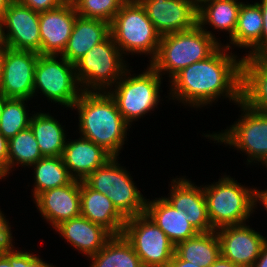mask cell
<instances>
[{
	"label": "cell",
	"mask_w": 267,
	"mask_h": 267,
	"mask_svg": "<svg viewBox=\"0 0 267 267\" xmlns=\"http://www.w3.org/2000/svg\"><path fill=\"white\" fill-rule=\"evenodd\" d=\"M200 25L161 36L158 52L150 65L161 75L166 71L173 78L189 65L205 60L221 45L207 29Z\"/></svg>",
	"instance_id": "obj_3"
},
{
	"label": "cell",
	"mask_w": 267,
	"mask_h": 267,
	"mask_svg": "<svg viewBox=\"0 0 267 267\" xmlns=\"http://www.w3.org/2000/svg\"><path fill=\"white\" fill-rule=\"evenodd\" d=\"M60 57L61 61L56 59L58 55H38L34 70V93L38 88L51 102L72 108L83 90L79 87L75 65Z\"/></svg>",
	"instance_id": "obj_9"
},
{
	"label": "cell",
	"mask_w": 267,
	"mask_h": 267,
	"mask_svg": "<svg viewBox=\"0 0 267 267\" xmlns=\"http://www.w3.org/2000/svg\"><path fill=\"white\" fill-rule=\"evenodd\" d=\"M32 166L35 170L34 199L48 189L68 185L74 180L70 176L62 156L42 157Z\"/></svg>",
	"instance_id": "obj_30"
},
{
	"label": "cell",
	"mask_w": 267,
	"mask_h": 267,
	"mask_svg": "<svg viewBox=\"0 0 267 267\" xmlns=\"http://www.w3.org/2000/svg\"><path fill=\"white\" fill-rule=\"evenodd\" d=\"M39 53L6 51L0 77V92L6 98L27 99L34 96V70Z\"/></svg>",
	"instance_id": "obj_13"
},
{
	"label": "cell",
	"mask_w": 267,
	"mask_h": 267,
	"mask_svg": "<svg viewBox=\"0 0 267 267\" xmlns=\"http://www.w3.org/2000/svg\"><path fill=\"white\" fill-rule=\"evenodd\" d=\"M37 12L49 11L60 7L68 0H17Z\"/></svg>",
	"instance_id": "obj_35"
},
{
	"label": "cell",
	"mask_w": 267,
	"mask_h": 267,
	"mask_svg": "<svg viewBox=\"0 0 267 267\" xmlns=\"http://www.w3.org/2000/svg\"><path fill=\"white\" fill-rule=\"evenodd\" d=\"M39 149L44 157H59L63 155L66 135L59 122L49 113H35L30 120V126Z\"/></svg>",
	"instance_id": "obj_27"
},
{
	"label": "cell",
	"mask_w": 267,
	"mask_h": 267,
	"mask_svg": "<svg viewBox=\"0 0 267 267\" xmlns=\"http://www.w3.org/2000/svg\"><path fill=\"white\" fill-rule=\"evenodd\" d=\"M76 8L68 0L58 8L39 12L41 55H61L77 17Z\"/></svg>",
	"instance_id": "obj_16"
},
{
	"label": "cell",
	"mask_w": 267,
	"mask_h": 267,
	"mask_svg": "<svg viewBox=\"0 0 267 267\" xmlns=\"http://www.w3.org/2000/svg\"><path fill=\"white\" fill-rule=\"evenodd\" d=\"M238 106L245 112L238 122L222 133L205 137L245 151L250 158L249 163L255 160L267 166V114L253 111L242 102Z\"/></svg>",
	"instance_id": "obj_11"
},
{
	"label": "cell",
	"mask_w": 267,
	"mask_h": 267,
	"mask_svg": "<svg viewBox=\"0 0 267 267\" xmlns=\"http://www.w3.org/2000/svg\"><path fill=\"white\" fill-rule=\"evenodd\" d=\"M238 0H209L198 8V25L206 24L219 30L228 31L229 37L234 35L237 27L238 14L242 2Z\"/></svg>",
	"instance_id": "obj_28"
},
{
	"label": "cell",
	"mask_w": 267,
	"mask_h": 267,
	"mask_svg": "<svg viewBox=\"0 0 267 267\" xmlns=\"http://www.w3.org/2000/svg\"><path fill=\"white\" fill-rule=\"evenodd\" d=\"M110 34L122 54H150L152 60L156 57L161 35L138 0L122 4L110 23Z\"/></svg>",
	"instance_id": "obj_4"
},
{
	"label": "cell",
	"mask_w": 267,
	"mask_h": 267,
	"mask_svg": "<svg viewBox=\"0 0 267 267\" xmlns=\"http://www.w3.org/2000/svg\"><path fill=\"white\" fill-rule=\"evenodd\" d=\"M109 35V22L77 15L67 46L60 56L75 64Z\"/></svg>",
	"instance_id": "obj_24"
},
{
	"label": "cell",
	"mask_w": 267,
	"mask_h": 267,
	"mask_svg": "<svg viewBox=\"0 0 267 267\" xmlns=\"http://www.w3.org/2000/svg\"><path fill=\"white\" fill-rule=\"evenodd\" d=\"M7 99H8V98H6V97L0 92V118H1V114H2V111H3L4 105H5V101H6Z\"/></svg>",
	"instance_id": "obj_47"
},
{
	"label": "cell",
	"mask_w": 267,
	"mask_h": 267,
	"mask_svg": "<svg viewBox=\"0 0 267 267\" xmlns=\"http://www.w3.org/2000/svg\"><path fill=\"white\" fill-rule=\"evenodd\" d=\"M8 48L9 46L5 43V41L3 39H0V77L3 68L4 57Z\"/></svg>",
	"instance_id": "obj_43"
},
{
	"label": "cell",
	"mask_w": 267,
	"mask_h": 267,
	"mask_svg": "<svg viewBox=\"0 0 267 267\" xmlns=\"http://www.w3.org/2000/svg\"><path fill=\"white\" fill-rule=\"evenodd\" d=\"M25 101L27 99L15 98L5 101L0 118V133L8 140L30 126L32 116L28 117Z\"/></svg>",
	"instance_id": "obj_32"
},
{
	"label": "cell",
	"mask_w": 267,
	"mask_h": 267,
	"mask_svg": "<svg viewBox=\"0 0 267 267\" xmlns=\"http://www.w3.org/2000/svg\"><path fill=\"white\" fill-rule=\"evenodd\" d=\"M4 256L15 267H54L29 252L14 251L13 247L7 249L4 252Z\"/></svg>",
	"instance_id": "obj_34"
},
{
	"label": "cell",
	"mask_w": 267,
	"mask_h": 267,
	"mask_svg": "<svg viewBox=\"0 0 267 267\" xmlns=\"http://www.w3.org/2000/svg\"><path fill=\"white\" fill-rule=\"evenodd\" d=\"M221 256L242 267H251L267 241L264 236L245 224L216 229Z\"/></svg>",
	"instance_id": "obj_15"
},
{
	"label": "cell",
	"mask_w": 267,
	"mask_h": 267,
	"mask_svg": "<svg viewBox=\"0 0 267 267\" xmlns=\"http://www.w3.org/2000/svg\"><path fill=\"white\" fill-rule=\"evenodd\" d=\"M81 216L103 226L112 235H122L126 218L103 193L80 181Z\"/></svg>",
	"instance_id": "obj_20"
},
{
	"label": "cell",
	"mask_w": 267,
	"mask_h": 267,
	"mask_svg": "<svg viewBox=\"0 0 267 267\" xmlns=\"http://www.w3.org/2000/svg\"><path fill=\"white\" fill-rule=\"evenodd\" d=\"M11 227L8 224L7 219L0 211V242H12Z\"/></svg>",
	"instance_id": "obj_38"
},
{
	"label": "cell",
	"mask_w": 267,
	"mask_h": 267,
	"mask_svg": "<svg viewBox=\"0 0 267 267\" xmlns=\"http://www.w3.org/2000/svg\"><path fill=\"white\" fill-rule=\"evenodd\" d=\"M90 259V267H143L133 246L123 234L113 235Z\"/></svg>",
	"instance_id": "obj_29"
},
{
	"label": "cell",
	"mask_w": 267,
	"mask_h": 267,
	"mask_svg": "<svg viewBox=\"0 0 267 267\" xmlns=\"http://www.w3.org/2000/svg\"><path fill=\"white\" fill-rule=\"evenodd\" d=\"M0 39H2V37H1V23H0Z\"/></svg>",
	"instance_id": "obj_49"
},
{
	"label": "cell",
	"mask_w": 267,
	"mask_h": 267,
	"mask_svg": "<svg viewBox=\"0 0 267 267\" xmlns=\"http://www.w3.org/2000/svg\"><path fill=\"white\" fill-rule=\"evenodd\" d=\"M0 23L1 37L10 49L33 51L41 55L39 12L12 0L0 17ZM5 28L8 29L6 34Z\"/></svg>",
	"instance_id": "obj_12"
},
{
	"label": "cell",
	"mask_w": 267,
	"mask_h": 267,
	"mask_svg": "<svg viewBox=\"0 0 267 267\" xmlns=\"http://www.w3.org/2000/svg\"><path fill=\"white\" fill-rule=\"evenodd\" d=\"M72 108L79 112L82 137L101 146L112 157H117L124 145L129 124L110 94L106 91H82Z\"/></svg>",
	"instance_id": "obj_2"
},
{
	"label": "cell",
	"mask_w": 267,
	"mask_h": 267,
	"mask_svg": "<svg viewBox=\"0 0 267 267\" xmlns=\"http://www.w3.org/2000/svg\"><path fill=\"white\" fill-rule=\"evenodd\" d=\"M224 48L220 46L207 59L189 65L171 79L173 100L200 108L221 95L236 104L241 102L242 59L225 52L230 45Z\"/></svg>",
	"instance_id": "obj_1"
},
{
	"label": "cell",
	"mask_w": 267,
	"mask_h": 267,
	"mask_svg": "<svg viewBox=\"0 0 267 267\" xmlns=\"http://www.w3.org/2000/svg\"><path fill=\"white\" fill-rule=\"evenodd\" d=\"M55 230L88 258L102 249L113 236L103 226L95 224L81 215L60 223Z\"/></svg>",
	"instance_id": "obj_21"
},
{
	"label": "cell",
	"mask_w": 267,
	"mask_h": 267,
	"mask_svg": "<svg viewBox=\"0 0 267 267\" xmlns=\"http://www.w3.org/2000/svg\"><path fill=\"white\" fill-rule=\"evenodd\" d=\"M0 174H8V139L0 133Z\"/></svg>",
	"instance_id": "obj_37"
},
{
	"label": "cell",
	"mask_w": 267,
	"mask_h": 267,
	"mask_svg": "<svg viewBox=\"0 0 267 267\" xmlns=\"http://www.w3.org/2000/svg\"><path fill=\"white\" fill-rule=\"evenodd\" d=\"M13 247L12 242H0V258L4 255V252Z\"/></svg>",
	"instance_id": "obj_44"
},
{
	"label": "cell",
	"mask_w": 267,
	"mask_h": 267,
	"mask_svg": "<svg viewBox=\"0 0 267 267\" xmlns=\"http://www.w3.org/2000/svg\"><path fill=\"white\" fill-rule=\"evenodd\" d=\"M261 202L264 207L266 208L267 211V190L265 191H259L258 189H255V207H256V202Z\"/></svg>",
	"instance_id": "obj_42"
},
{
	"label": "cell",
	"mask_w": 267,
	"mask_h": 267,
	"mask_svg": "<svg viewBox=\"0 0 267 267\" xmlns=\"http://www.w3.org/2000/svg\"><path fill=\"white\" fill-rule=\"evenodd\" d=\"M145 214L175 246L198 234L190 224L188 215L181 209H175L164 197L146 201Z\"/></svg>",
	"instance_id": "obj_22"
},
{
	"label": "cell",
	"mask_w": 267,
	"mask_h": 267,
	"mask_svg": "<svg viewBox=\"0 0 267 267\" xmlns=\"http://www.w3.org/2000/svg\"><path fill=\"white\" fill-rule=\"evenodd\" d=\"M251 267H267V241L262 246L259 257Z\"/></svg>",
	"instance_id": "obj_40"
},
{
	"label": "cell",
	"mask_w": 267,
	"mask_h": 267,
	"mask_svg": "<svg viewBox=\"0 0 267 267\" xmlns=\"http://www.w3.org/2000/svg\"><path fill=\"white\" fill-rule=\"evenodd\" d=\"M263 30V17L258 2L254 4L242 3L237 27L230 43L238 47L250 48L246 57H261V33Z\"/></svg>",
	"instance_id": "obj_25"
},
{
	"label": "cell",
	"mask_w": 267,
	"mask_h": 267,
	"mask_svg": "<svg viewBox=\"0 0 267 267\" xmlns=\"http://www.w3.org/2000/svg\"><path fill=\"white\" fill-rule=\"evenodd\" d=\"M166 267H201L198 264L181 260L176 254L173 255L172 260Z\"/></svg>",
	"instance_id": "obj_39"
},
{
	"label": "cell",
	"mask_w": 267,
	"mask_h": 267,
	"mask_svg": "<svg viewBox=\"0 0 267 267\" xmlns=\"http://www.w3.org/2000/svg\"><path fill=\"white\" fill-rule=\"evenodd\" d=\"M241 102L267 114V57L242 58Z\"/></svg>",
	"instance_id": "obj_23"
},
{
	"label": "cell",
	"mask_w": 267,
	"mask_h": 267,
	"mask_svg": "<svg viewBox=\"0 0 267 267\" xmlns=\"http://www.w3.org/2000/svg\"><path fill=\"white\" fill-rule=\"evenodd\" d=\"M210 267H242L220 256Z\"/></svg>",
	"instance_id": "obj_41"
},
{
	"label": "cell",
	"mask_w": 267,
	"mask_h": 267,
	"mask_svg": "<svg viewBox=\"0 0 267 267\" xmlns=\"http://www.w3.org/2000/svg\"><path fill=\"white\" fill-rule=\"evenodd\" d=\"M188 1L193 3L197 8H199L204 2L209 0H188Z\"/></svg>",
	"instance_id": "obj_48"
},
{
	"label": "cell",
	"mask_w": 267,
	"mask_h": 267,
	"mask_svg": "<svg viewBox=\"0 0 267 267\" xmlns=\"http://www.w3.org/2000/svg\"><path fill=\"white\" fill-rule=\"evenodd\" d=\"M122 58L124 57L111 34L95 45L74 64L76 77L82 90L104 92L105 88L110 86L112 89V85L117 83L127 70V64L124 65Z\"/></svg>",
	"instance_id": "obj_7"
},
{
	"label": "cell",
	"mask_w": 267,
	"mask_h": 267,
	"mask_svg": "<svg viewBox=\"0 0 267 267\" xmlns=\"http://www.w3.org/2000/svg\"><path fill=\"white\" fill-rule=\"evenodd\" d=\"M77 14L111 23L126 0H71Z\"/></svg>",
	"instance_id": "obj_33"
},
{
	"label": "cell",
	"mask_w": 267,
	"mask_h": 267,
	"mask_svg": "<svg viewBox=\"0 0 267 267\" xmlns=\"http://www.w3.org/2000/svg\"><path fill=\"white\" fill-rule=\"evenodd\" d=\"M127 69L115 89L109 90L124 120L131 125L133 120L143 117L154 109L160 100V75L151 65L142 74L127 77Z\"/></svg>",
	"instance_id": "obj_8"
},
{
	"label": "cell",
	"mask_w": 267,
	"mask_h": 267,
	"mask_svg": "<svg viewBox=\"0 0 267 267\" xmlns=\"http://www.w3.org/2000/svg\"><path fill=\"white\" fill-rule=\"evenodd\" d=\"M12 0H0V17L3 15L5 10L8 8Z\"/></svg>",
	"instance_id": "obj_45"
},
{
	"label": "cell",
	"mask_w": 267,
	"mask_h": 267,
	"mask_svg": "<svg viewBox=\"0 0 267 267\" xmlns=\"http://www.w3.org/2000/svg\"><path fill=\"white\" fill-rule=\"evenodd\" d=\"M123 236L133 246L143 267H166L175 254V245L145 213L127 218Z\"/></svg>",
	"instance_id": "obj_10"
},
{
	"label": "cell",
	"mask_w": 267,
	"mask_h": 267,
	"mask_svg": "<svg viewBox=\"0 0 267 267\" xmlns=\"http://www.w3.org/2000/svg\"><path fill=\"white\" fill-rule=\"evenodd\" d=\"M211 226L214 230L224 226L242 225L255 207V188L241 186L229 176L203 187Z\"/></svg>",
	"instance_id": "obj_5"
},
{
	"label": "cell",
	"mask_w": 267,
	"mask_h": 267,
	"mask_svg": "<svg viewBox=\"0 0 267 267\" xmlns=\"http://www.w3.org/2000/svg\"><path fill=\"white\" fill-rule=\"evenodd\" d=\"M42 157L44 156L30 127L8 140V174L15 164L31 167Z\"/></svg>",
	"instance_id": "obj_31"
},
{
	"label": "cell",
	"mask_w": 267,
	"mask_h": 267,
	"mask_svg": "<svg viewBox=\"0 0 267 267\" xmlns=\"http://www.w3.org/2000/svg\"><path fill=\"white\" fill-rule=\"evenodd\" d=\"M111 157L101 146L82 136L78 140L67 141L62 155L70 176L79 181H84Z\"/></svg>",
	"instance_id": "obj_19"
},
{
	"label": "cell",
	"mask_w": 267,
	"mask_h": 267,
	"mask_svg": "<svg viewBox=\"0 0 267 267\" xmlns=\"http://www.w3.org/2000/svg\"><path fill=\"white\" fill-rule=\"evenodd\" d=\"M119 165L117 157H111L84 182L90 188L105 194L126 219L144 214L147 200L134 185L129 173Z\"/></svg>",
	"instance_id": "obj_6"
},
{
	"label": "cell",
	"mask_w": 267,
	"mask_h": 267,
	"mask_svg": "<svg viewBox=\"0 0 267 267\" xmlns=\"http://www.w3.org/2000/svg\"><path fill=\"white\" fill-rule=\"evenodd\" d=\"M175 254L181 259L201 267H210L220 256L221 247L216 230L198 233L175 246Z\"/></svg>",
	"instance_id": "obj_26"
},
{
	"label": "cell",
	"mask_w": 267,
	"mask_h": 267,
	"mask_svg": "<svg viewBox=\"0 0 267 267\" xmlns=\"http://www.w3.org/2000/svg\"><path fill=\"white\" fill-rule=\"evenodd\" d=\"M0 267H15V266H12L9 260L3 255L0 258Z\"/></svg>",
	"instance_id": "obj_46"
},
{
	"label": "cell",
	"mask_w": 267,
	"mask_h": 267,
	"mask_svg": "<svg viewBox=\"0 0 267 267\" xmlns=\"http://www.w3.org/2000/svg\"><path fill=\"white\" fill-rule=\"evenodd\" d=\"M161 35L189 30L198 24V8L188 0H138Z\"/></svg>",
	"instance_id": "obj_14"
},
{
	"label": "cell",
	"mask_w": 267,
	"mask_h": 267,
	"mask_svg": "<svg viewBox=\"0 0 267 267\" xmlns=\"http://www.w3.org/2000/svg\"><path fill=\"white\" fill-rule=\"evenodd\" d=\"M259 3L263 17V30L261 33V57H267V0H261Z\"/></svg>",
	"instance_id": "obj_36"
},
{
	"label": "cell",
	"mask_w": 267,
	"mask_h": 267,
	"mask_svg": "<svg viewBox=\"0 0 267 267\" xmlns=\"http://www.w3.org/2000/svg\"><path fill=\"white\" fill-rule=\"evenodd\" d=\"M35 203L42 217L52 227L81 215L80 181L48 189L35 198Z\"/></svg>",
	"instance_id": "obj_17"
},
{
	"label": "cell",
	"mask_w": 267,
	"mask_h": 267,
	"mask_svg": "<svg viewBox=\"0 0 267 267\" xmlns=\"http://www.w3.org/2000/svg\"><path fill=\"white\" fill-rule=\"evenodd\" d=\"M200 187L185 178L173 179L170 197L165 199L188 215L190 224L198 233H205L214 229L209 220L204 189Z\"/></svg>",
	"instance_id": "obj_18"
}]
</instances>
